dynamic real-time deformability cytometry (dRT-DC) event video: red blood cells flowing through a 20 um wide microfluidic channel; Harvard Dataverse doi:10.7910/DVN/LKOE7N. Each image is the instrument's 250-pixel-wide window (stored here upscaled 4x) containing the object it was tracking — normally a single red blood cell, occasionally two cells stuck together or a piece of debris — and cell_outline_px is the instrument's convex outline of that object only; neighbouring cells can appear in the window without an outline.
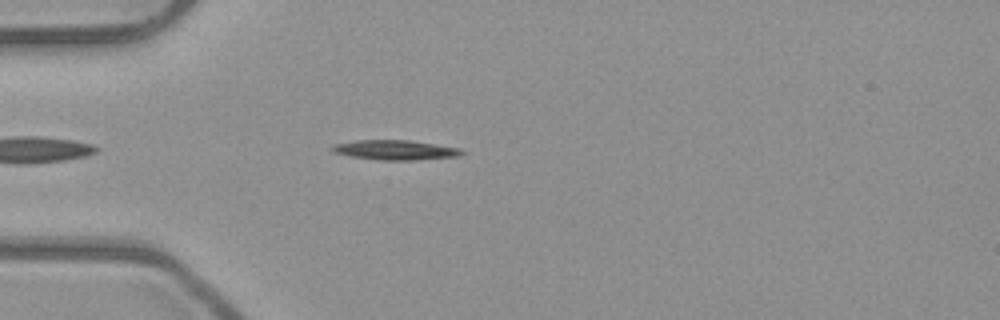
{"species": "common noctule bat (a hibernating species)", "species_latin": "Nyctalus noctula", "temperature_condition": "room temperature", "stored_images_in_passage": 41, "camera_frame_rate_fps": 3000, "um_per_image_px": 0.085, "animal": {"sex": "male", "body_mass_g": 23.1, "forearm_length_mm": 52.7}, "frame": {"image": 1, "passage_image": 4, "time_ms": 1.0, "image_size_px": [1000, 320], "cell_outline_px": [[464, 152], [460, 156], [412, 160], [380, 160], [352, 156], [332, 152], [328, 148], [332, 144], [356, 140], [408, 140], [436, 144], [460, 148]], "centroid_in_image_um": [33.55, 12.74], "position_along_channel_um": 51.5, "area_um2": 14.97}}
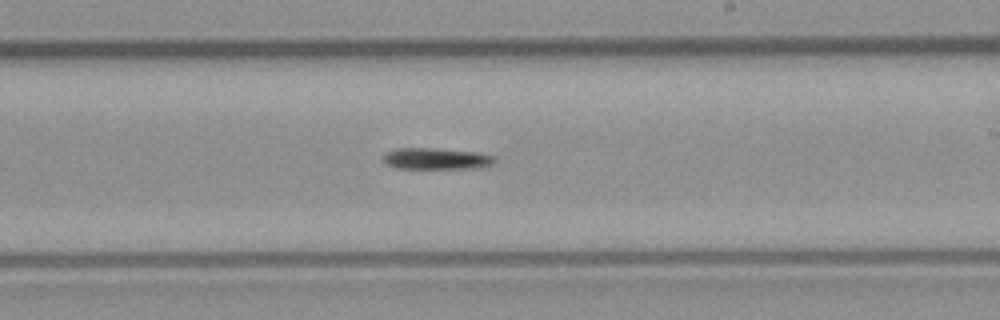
{"frame": {"image": 2, "passage_image": 20, "time_ms": 6.333, "image_size_px": [1000, 320], "cell_outline_px": [[496, 160], [488, 168], [396, 168], [388, 164], [384, 160], [384, 152], [396, 148], [432, 148], [476, 152], [496, 156]], "centroid_in_image_um": [37.14, 13.49], "position_along_channel_um": 251.9, "area_um2": 13.99}}
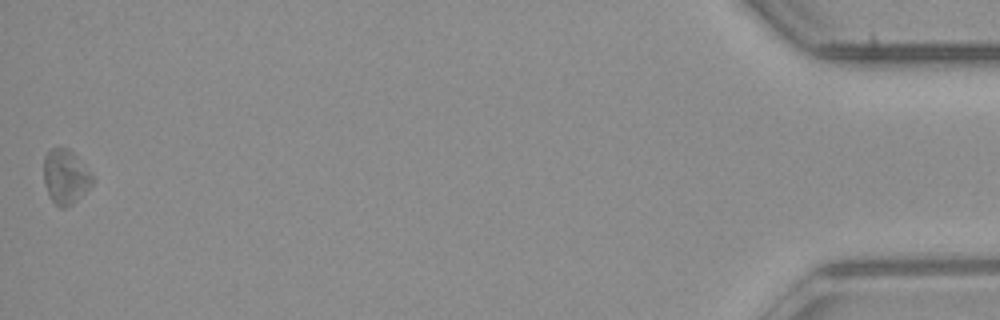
{"frame": {"image": 3, "passage_image": 41, "time_ms": 13.333, "image_size_px": [1000, 320], "cell_outline_px": [[96, 180], [72, 204], [64, 208], [60, 208], [52, 200], [48, 192], [44, 180], [44, 156], [52, 148], [68, 148], [96, 176]], "centroid_in_image_um": [5.6, 15.01], "position_along_channel_um": 429.6, "area_um2": 15.37}}